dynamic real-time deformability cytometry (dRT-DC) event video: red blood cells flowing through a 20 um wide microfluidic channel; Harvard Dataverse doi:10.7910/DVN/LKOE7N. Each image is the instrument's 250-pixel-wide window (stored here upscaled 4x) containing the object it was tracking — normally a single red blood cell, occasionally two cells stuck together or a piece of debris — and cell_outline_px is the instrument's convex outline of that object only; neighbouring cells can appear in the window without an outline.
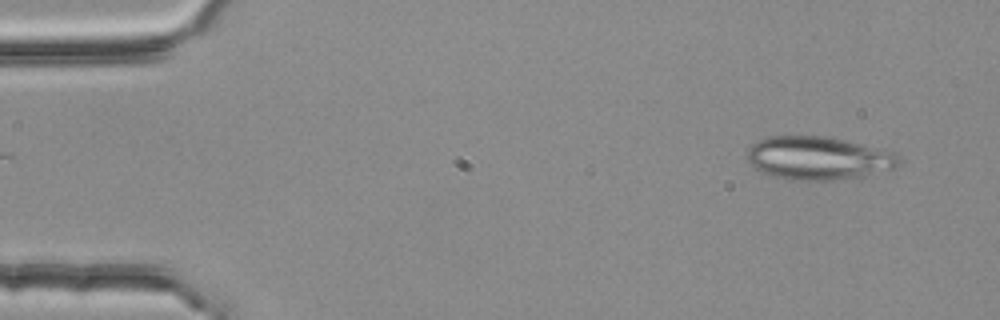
{"species": "common noctule bat (a hibernating species)", "species_latin": "Nyctalus noctula", "temperature_condition": "room temperature", "stored_images_in_passage": 5, "segment_of_instrument_passage": [2, 2], "camera_frame_rate_fps": 3000, "um_per_image_px": 0.085, "animal": {"sex": "female", "body_mass_g": 25.1}, "frame": {"image": 1, "passage_image": 5, "time_ms": 1.333, "image_size_px": [1000, 320], "cell_outline_px": [[900, 160], [892, 168], [864, 176], [832, 180], [792, 180], [772, 176], [756, 168], [748, 160], [748, 148], [752, 144], [768, 136], [828, 136], [892, 152], [900, 156]], "centroid_in_image_um": [69.52, 13.44], "position_along_channel_um": 15.5, "area_um2": 37.69}}